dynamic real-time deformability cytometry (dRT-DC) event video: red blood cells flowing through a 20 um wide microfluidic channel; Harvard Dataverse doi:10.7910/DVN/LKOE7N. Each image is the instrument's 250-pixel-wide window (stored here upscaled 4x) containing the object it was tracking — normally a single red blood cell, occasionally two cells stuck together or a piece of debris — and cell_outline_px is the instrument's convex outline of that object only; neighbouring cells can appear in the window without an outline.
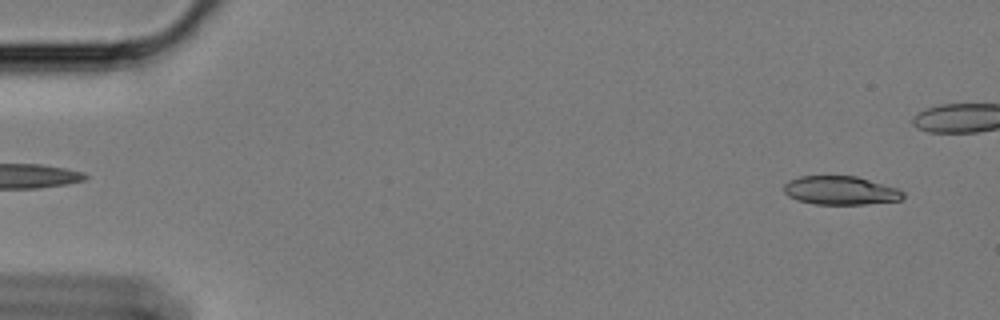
{"species": "Egyptian fruit bat (a non-hibernating species)", "species_latin": "Rousettus aegyptiacus", "temperature_condition": "cold", "stored_images_in_passage": 15, "camera_frame_rate_fps": 3000, "um_per_image_px": 0.085, "animal": {"sex": "female"}, "frame": {"image": 1, "passage_image": 3, "time_ms": 0.667, "image_size_px": [1000, 320], "cell_outline_px": [[904, 196], [900, 200], [864, 204], [816, 204], [796, 200], [788, 196], [784, 192], [784, 184], [788, 180], [800, 176], [856, 176], [896, 188], [904, 192]], "centroid_in_image_um": [71.4, 16.19], "position_along_channel_um": 13.6, "area_um2": 19.77}}